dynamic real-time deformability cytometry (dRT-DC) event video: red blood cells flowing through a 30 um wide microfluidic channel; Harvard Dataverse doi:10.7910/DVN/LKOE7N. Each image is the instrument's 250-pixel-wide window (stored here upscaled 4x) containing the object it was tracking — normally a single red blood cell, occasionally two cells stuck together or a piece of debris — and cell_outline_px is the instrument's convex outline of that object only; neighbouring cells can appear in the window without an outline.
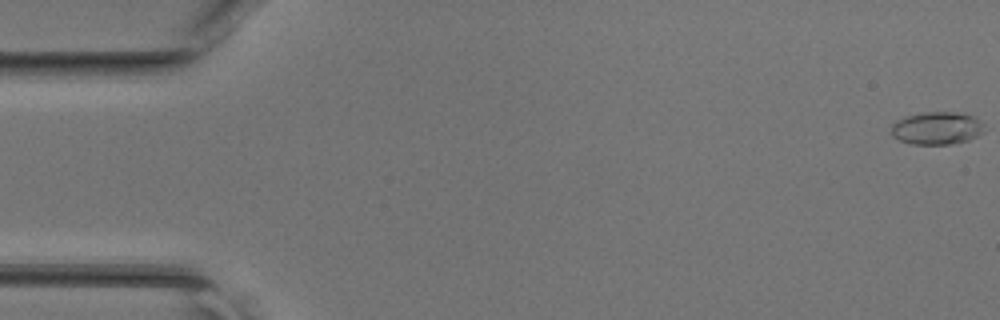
{"species": "common noctule bat (a hibernating species)", "species_latin": "Nyctalus noctula", "temperature_condition": "room temperature", "stored_images_in_passage": 48, "segment_of_instrument_passage": [1, 2], "camera_frame_rate_fps": 3000, "um_per_image_px": 0.085, "animal": {"sex": "female", "body_mass_g": 17.0, "forearm_length_mm": 48.0}, "frame": {"image": 1, "passage_image": 1, "time_ms": 0.0, "image_size_px": [1000, 320], "cell_outline_px": [[984, 124], [980, 132], [976, 136], [968, 140], [948, 144], [912, 144], [900, 140], [892, 136], [892, 124], [896, 120], [904, 116], [924, 112], [956, 112], [976, 116]], "centroid_in_image_um": [79.61, 10.88], "position_along_channel_um": 5.4, "area_um2": 17.69}}
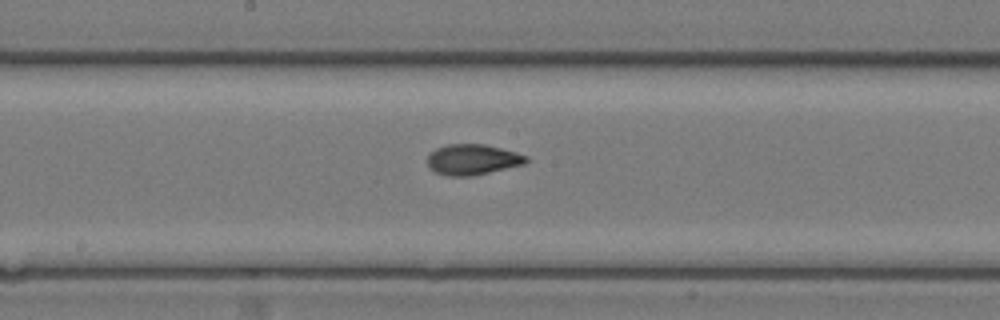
{"frame": {"image": 2, "passage_image": 25, "time_ms": 8.0, "image_size_px": [1000, 320], "cell_outline_px": [[528, 160], [524, 164], [472, 176], [448, 176], [436, 172], [428, 164], [428, 156], [436, 148], [448, 144], [484, 144], [516, 152], [528, 156]], "centroid_in_image_um": [40.18, 13.56], "position_along_channel_um": 208.0, "area_um2": 17.4}}
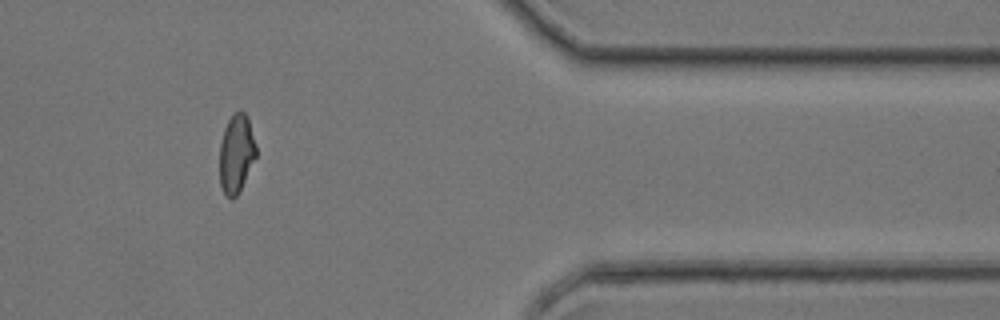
{"frame": {"image": 3, "passage_image": 39, "time_ms": 12.667, "image_size_px": [1000, 320], "cell_outline_px": [[256, 156], [236, 196], [228, 196], [224, 192], [220, 184], [220, 144], [224, 128], [232, 112], [244, 112], [248, 116], [256, 144]], "centroid_in_image_um": [20.09, 12.98], "position_along_channel_um": 391.3, "area_um2": 16.42}}